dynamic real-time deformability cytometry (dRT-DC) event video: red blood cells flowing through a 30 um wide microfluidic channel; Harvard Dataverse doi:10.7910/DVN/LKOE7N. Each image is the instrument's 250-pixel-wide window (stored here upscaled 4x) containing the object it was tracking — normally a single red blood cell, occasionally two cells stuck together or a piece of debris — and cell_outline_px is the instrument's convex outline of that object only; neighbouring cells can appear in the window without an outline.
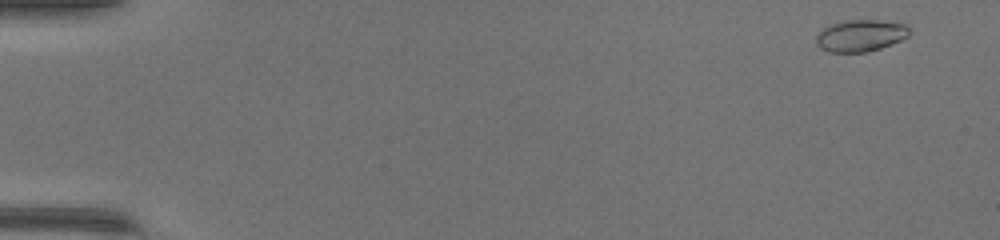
{"species": "common noctule bat (a hibernating species)", "species_latin": "Nyctalus noctula", "temperature_condition": "warm", "stored_images_in_passage": 48, "camera_frame_rate_fps": 3000, "um_per_image_px": 0.085, "animal": {"sex": "female", "body_mass_g": 17.0, "forearm_length_mm": 48.0}, "frame": {"image": 1, "passage_image": 2, "time_ms": 0.333, "image_size_px": [1000, 240], "cell_outline_px": [[908, 36], [900, 40], [880, 48], [868, 52], [828, 52], [820, 48], [816, 44], [816, 36], [824, 28], [832, 24], [844, 20], [880, 20], [904, 24], [908, 28]], "centroid_in_image_um": [73.11, 3.03], "position_along_channel_um": 11.9, "area_um2": 17.11}}
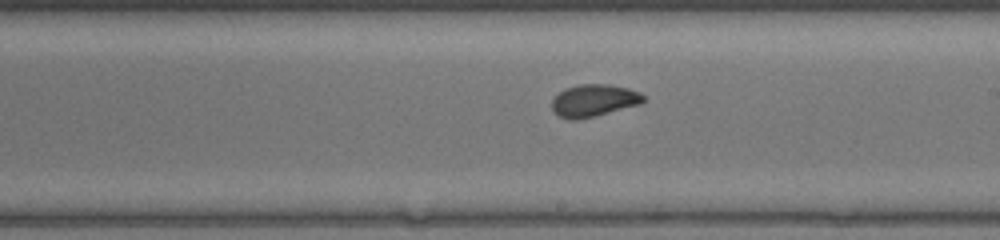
{"frame": {"image": 2, "passage_image": 29, "time_ms": 9.333, "image_size_px": [1000, 240], "cell_outline_px": [[644, 100], [640, 104], [596, 116], [576, 120], [568, 120], [560, 116], [552, 108], [552, 100], [564, 88], [580, 84], [608, 84], [628, 88], [640, 92], [644, 96]], "centroid_in_image_um": [50.48, 8.54], "position_along_channel_um": 238.5, "area_um2": 17.17}}
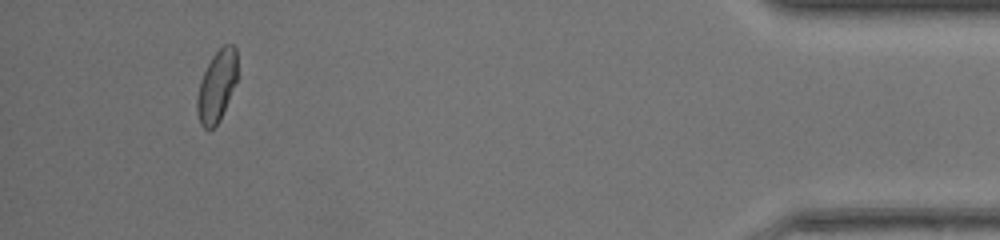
{"frame": {"image": 3, "passage_image": 46, "time_ms": 15.0, "image_size_px": [1000, 240], "cell_outline_px": [[236, 80], [220, 120], [208, 132], [200, 124], [196, 112], [196, 96], [200, 80], [212, 56], [224, 44], [232, 44], [236, 48]], "centroid_in_image_um": [18.38, 7.35], "position_along_channel_um": 416.8, "area_um2": 16.65}}